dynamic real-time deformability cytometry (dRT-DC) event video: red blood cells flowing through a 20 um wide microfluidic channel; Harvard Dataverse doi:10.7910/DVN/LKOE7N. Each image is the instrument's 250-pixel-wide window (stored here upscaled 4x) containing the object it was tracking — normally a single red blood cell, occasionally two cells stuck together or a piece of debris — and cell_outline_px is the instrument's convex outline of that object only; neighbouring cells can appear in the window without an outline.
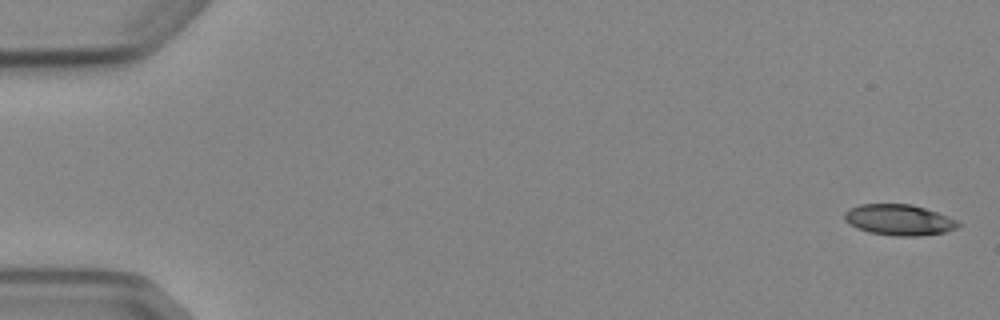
{"species": "Egyptian fruit bat (a non-hibernating species)", "species_latin": "Rousettus aegyptiacus", "temperature_condition": "cold", "stored_images_in_passage": 6, "camera_frame_rate_fps": 3000, "um_per_image_px": 0.085, "animal": {"sex": "female"}, "frame": {"image": 1, "passage_image": 1, "time_ms": 0.0, "image_size_px": [1000, 320], "cell_outline_px": [[960, 224], [956, 228], [944, 232], [920, 236], [892, 236], [868, 232], [856, 228], [848, 224], [844, 220], [844, 212], [848, 208], [860, 204], [912, 204], [960, 220]], "centroid_in_image_um": [76.38, 18.69], "position_along_channel_um": 8.6, "area_um2": 20.69}}
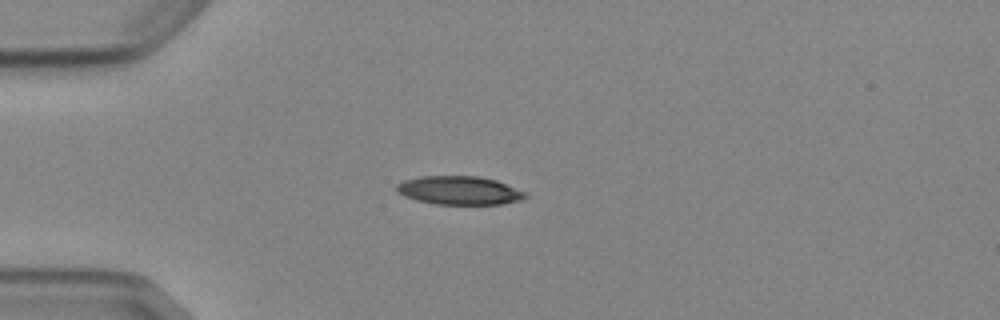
{"frame": {"image": 2, "passage_image": 4, "time_ms": 4.333, "image_size_px": [1000, 320], "cell_outline_px": [[528, 196], [520, 200], [500, 204], [436, 204], [416, 200], [404, 196], [396, 192], [396, 184], [404, 180], [420, 176], [480, 176], [496, 180], [528, 192]], "centroid_in_image_um": [39.04, 16.18], "position_along_channel_um": 46.0, "area_um2": 21.56}}
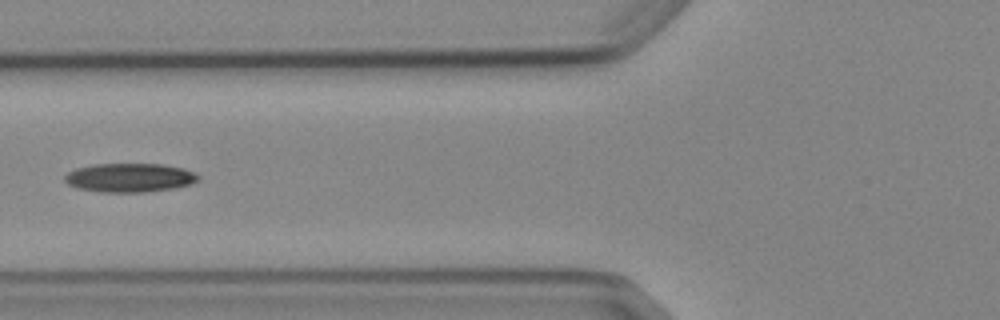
{"frame": {"image": 3, "passage_image": 6, "time_ms": 6.667, "image_size_px": [1000, 320], "cell_outline_px": [[200, 180], [192, 184], [172, 188], [144, 192], [100, 192], [76, 188], [68, 184], [64, 180], [64, 176], [68, 172], [76, 168], [96, 164], [164, 164], [184, 168], [196, 172], [200, 176]], "centroid_in_image_um": [11.05, 15.1], "position_along_channel_um": 114.8, "area_um2": 22.66}}